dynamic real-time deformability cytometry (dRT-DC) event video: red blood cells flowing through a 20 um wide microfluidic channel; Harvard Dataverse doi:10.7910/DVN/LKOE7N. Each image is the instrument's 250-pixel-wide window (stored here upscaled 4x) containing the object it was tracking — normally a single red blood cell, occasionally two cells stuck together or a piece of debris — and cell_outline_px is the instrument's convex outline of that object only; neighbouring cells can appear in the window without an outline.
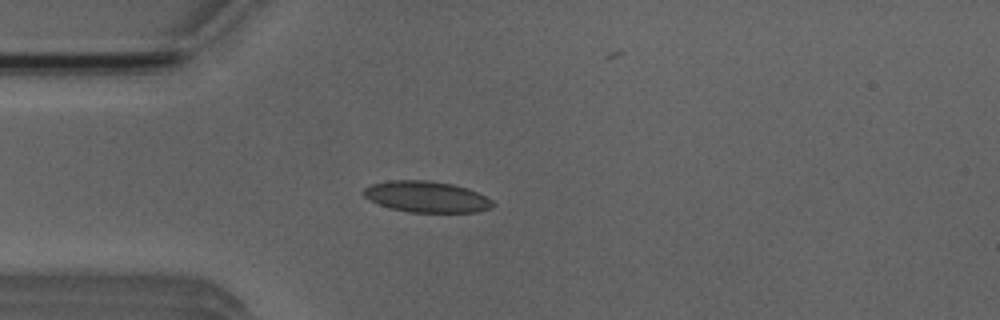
{"species": "Egyptian fruit bat (a non-hibernating species)", "species_latin": "Rousettus aegyptiacus", "temperature_condition": "room temperature", "stored_images_in_passage": 3, "camera_frame_rate_fps": 3000, "um_per_image_px": 0.085, "animal": {"sex": "male"}, "frame": {"image": 1, "passage_image": 3, "time_ms": 2.333, "image_size_px": [1000, 320], "cell_outline_px": [[496, 204], [492, 208], [476, 212], [408, 212], [392, 208], [368, 200], [364, 196], [364, 188], [372, 184], [392, 180], [428, 180], [452, 184], [468, 188], [492, 200]], "centroid_in_image_um": [36.28, 16.73], "position_along_channel_um": 48.7, "area_um2": 23.35}}